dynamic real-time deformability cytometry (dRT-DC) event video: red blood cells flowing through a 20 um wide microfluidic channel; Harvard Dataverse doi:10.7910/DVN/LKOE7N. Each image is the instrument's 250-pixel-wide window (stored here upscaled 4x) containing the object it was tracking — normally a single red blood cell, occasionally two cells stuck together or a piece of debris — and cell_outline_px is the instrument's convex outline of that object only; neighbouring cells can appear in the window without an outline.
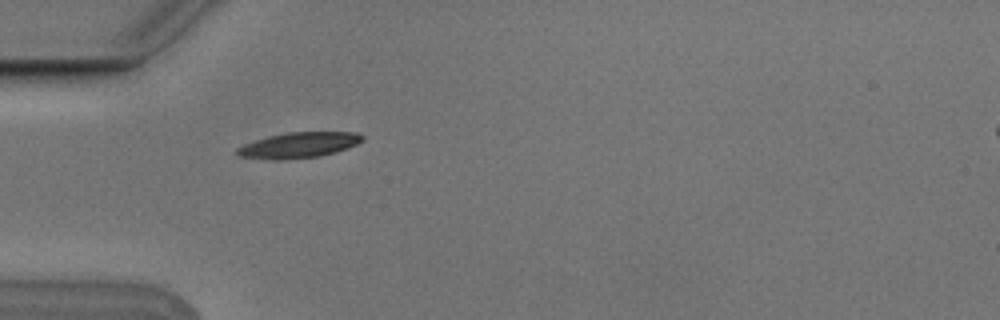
{"species": "Egyptian fruit bat (a non-hibernating species)", "species_latin": "Rousettus aegyptiacus", "temperature_condition": "cold", "stored_images_in_passage": 6, "camera_frame_rate_fps": 3000, "um_per_image_px": 0.085, "animal": {"sex": "male"}, "frame": {"image": 1, "passage_image": 5, "time_ms": 1.333, "image_size_px": [1000, 320], "cell_outline_px": [[364, 140], [356, 144], [336, 152], [320, 156], [284, 160], [272, 160], [240, 156], [236, 152], [236, 148], [244, 144], [268, 136], [288, 132], [356, 132], [364, 136]], "centroid_in_image_um": [25.4, 12.34], "position_along_channel_um": 59.6, "area_um2": 18.67}}